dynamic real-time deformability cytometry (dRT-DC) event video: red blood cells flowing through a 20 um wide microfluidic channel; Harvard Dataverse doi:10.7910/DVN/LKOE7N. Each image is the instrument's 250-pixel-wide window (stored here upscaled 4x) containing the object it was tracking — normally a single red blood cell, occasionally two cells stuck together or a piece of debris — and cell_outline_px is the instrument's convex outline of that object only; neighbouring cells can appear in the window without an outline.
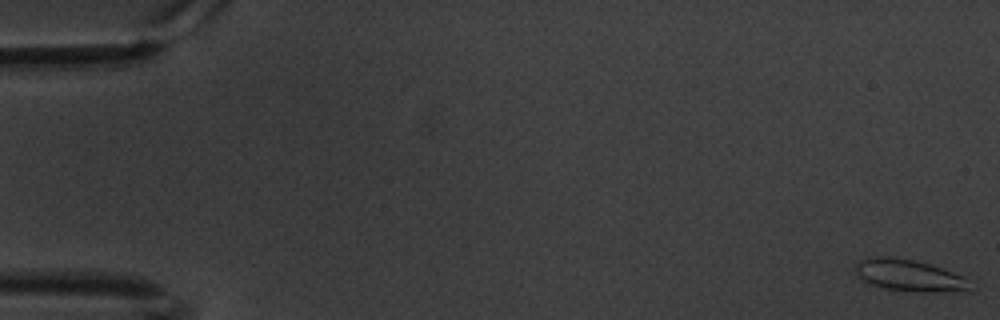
{"species": "common noctule bat (a hibernating species)", "species_latin": "Nyctalus noctula", "temperature_condition": "warm", "stored_images_in_passage": 61, "camera_frame_rate_fps": 3000, "um_per_image_px": 0.085, "animal": {"sex": "male", "body_mass_g": 20.1, "forearm_length_mm": 53.5}, "frame": {"image": 1, "passage_image": 1, "time_ms": 0.0, "image_size_px": [1000, 320], "cell_outline_px": [[972, 292], [920, 292], [884, 288], [872, 284], [864, 280], [856, 272], [856, 264], [860, 260], [868, 256], [892, 256], [916, 260], [968, 276]], "centroid_in_image_um": [77.4, 23.41], "position_along_channel_um": 7.6, "area_um2": 21.68}}
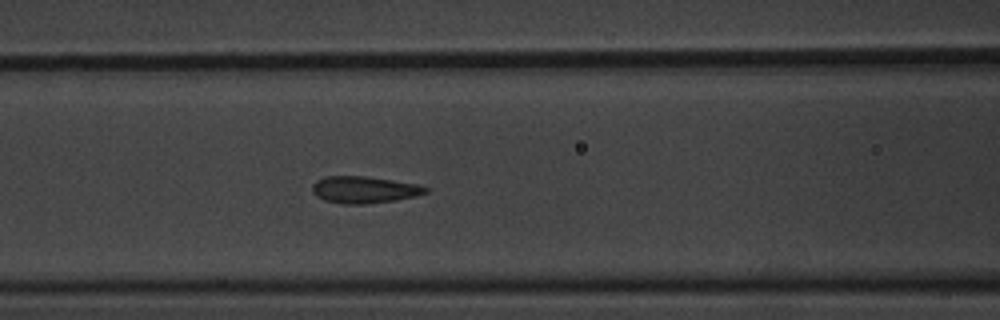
{"frame": {"image": 2, "passage_image": 26, "time_ms": 8.333, "image_size_px": [1000, 320], "cell_outline_px": [[428, 192], [416, 196], [396, 200], [368, 204], [344, 204], [324, 200], [316, 196], [312, 192], [312, 184], [316, 180], [324, 176], [364, 176], [392, 180], [416, 184], [428, 188]], "centroid_in_image_um": [30.92, 16.13], "position_along_channel_um": 135.7, "area_um2": 17.8}}
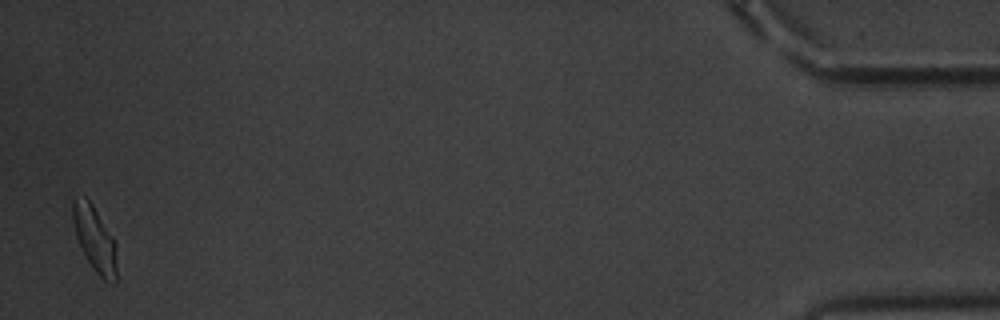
{"frame": {"image": 3, "passage_image": 60, "time_ms": 19.667, "image_size_px": [1000, 320], "cell_outline_px": [[116, 284], [112, 284], [104, 280], [92, 268], [84, 256], [76, 236], [72, 220], [72, 200], [84, 196], [92, 204], [116, 240]], "centroid_in_image_um": [8.06, 20.34], "position_along_channel_um": 427.1, "area_um2": 16.99}, "authors_computed_cell_mechanics": {"area_um2": 17.4556, "velocity_mm_per_s": 3.3377, "shape_relaxation_time_tau1_ms": 3.5611, "shape_relaxation_time_tau2_ms": 1.131, "deformation_change_tau1": 0.127, "deformation_change_tau2": 0.0721}}